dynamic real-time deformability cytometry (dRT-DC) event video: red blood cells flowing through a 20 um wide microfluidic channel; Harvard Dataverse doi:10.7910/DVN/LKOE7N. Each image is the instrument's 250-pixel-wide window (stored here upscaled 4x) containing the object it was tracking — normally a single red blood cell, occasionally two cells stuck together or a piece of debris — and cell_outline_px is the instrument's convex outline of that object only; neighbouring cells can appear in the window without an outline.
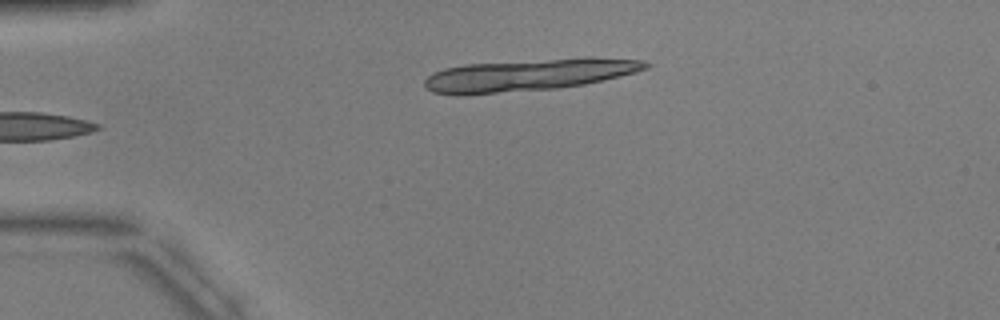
{"species": "common noctule bat (a hibernating species)", "species_latin": "Nyctalus noctula", "temperature_condition": "warm", "stored_images_in_passage": 5, "camera_frame_rate_fps": 3000, "um_per_image_px": 0.085, "animal": {"sex": "male", "body_mass_g": 17.9, "forearm_length_mm": 54.2}, "frame": {"image": 1, "passage_image": 5, "time_ms": 5.0, "image_size_px": [1000, 320], "cell_outline_px": [[652, 64], [648, 68], [636, 72], [620, 76], [584, 84], [556, 88], [456, 96], [432, 92], [424, 88], [424, 80], [432, 72], [444, 68], [468, 64], [584, 56], [592, 56], [644, 60]], "centroid_in_image_um": [44.94, 6.35], "position_along_channel_um": 40.1, "area_um2": 41.91}}